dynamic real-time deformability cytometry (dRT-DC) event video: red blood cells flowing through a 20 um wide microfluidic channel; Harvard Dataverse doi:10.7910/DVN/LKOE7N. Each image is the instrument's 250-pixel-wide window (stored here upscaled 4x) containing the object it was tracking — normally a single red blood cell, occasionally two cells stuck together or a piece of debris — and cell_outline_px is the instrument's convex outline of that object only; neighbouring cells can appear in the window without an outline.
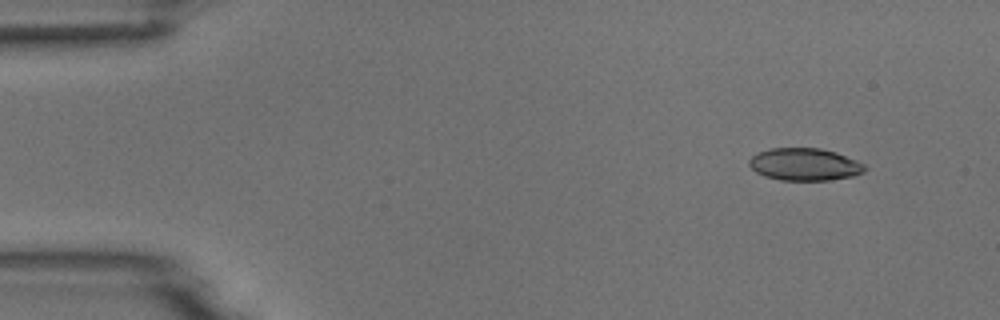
{"species": "common noctule bat (a hibernating species)", "species_latin": "Nyctalus noctula", "temperature_condition": "room temperature", "stored_images_in_passage": 4, "camera_frame_rate_fps": 3000, "um_per_image_px": 0.085, "animal": {"sex": "male", "body_mass_g": 18.8}, "frame": {"image": 1, "passage_image": 2, "time_ms": 0.333, "image_size_px": [1000, 320], "cell_outline_px": [[868, 168], [864, 172], [852, 176], [832, 180], [780, 180], [764, 176], [756, 172], [748, 164], [748, 160], [756, 152], [768, 148], [820, 148], [836, 152], [856, 160], [864, 164]], "centroid_in_image_um": [68.38, 13.97], "position_along_channel_um": 16.6, "area_um2": 22.02}}
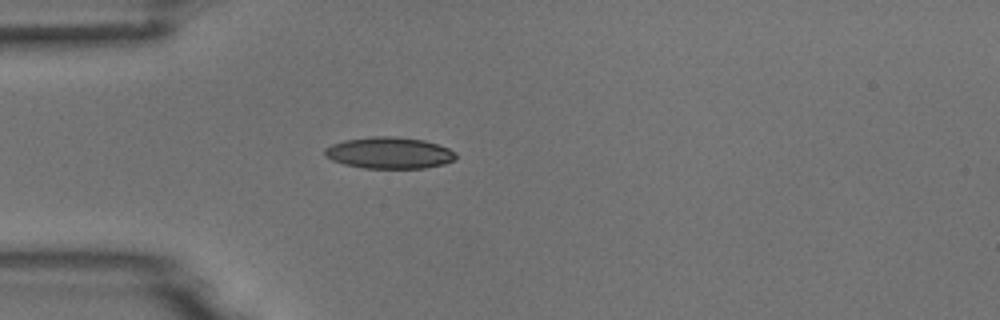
{"frame": {"image": 2, "passage_image": 4, "time_ms": 1.0, "image_size_px": [1000, 320], "cell_outline_px": [[456, 160], [444, 164], [424, 168], [364, 168], [344, 164], [332, 160], [324, 156], [324, 148], [332, 144], [344, 140], [372, 136], [396, 136], [424, 140], [448, 148], [456, 152]], "centroid_in_image_um": [33.08, 12.99], "position_along_channel_um": 51.9, "area_um2": 24.22}}